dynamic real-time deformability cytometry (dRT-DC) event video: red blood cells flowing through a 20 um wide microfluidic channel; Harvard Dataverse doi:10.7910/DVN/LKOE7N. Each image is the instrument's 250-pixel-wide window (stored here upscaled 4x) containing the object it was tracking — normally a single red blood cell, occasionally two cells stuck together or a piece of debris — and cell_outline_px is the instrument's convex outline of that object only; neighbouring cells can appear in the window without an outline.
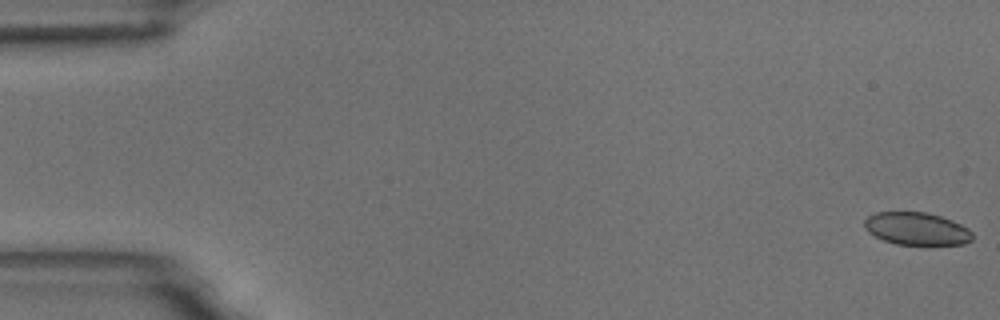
{"species": "common noctule bat (a hibernating species)", "species_latin": "Nyctalus noctula", "temperature_condition": "room temperature", "stored_images_in_passage": 6, "camera_frame_rate_fps": 3000, "um_per_image_px": 0.085, "animal": {"sex": "male", "body_mass_g": 18.8}, "frame": {"image": 1, "passage_image": 1, "time_ms": 0.0, "image_size_px": [1000, 320], "cell_outline_px": [[972, 240], [964, 244], [896, 244], [884, 240], [868, 232], [864, 228], [864, 220], [868, 216], [876, 212], [924, 212], [940, 216], [952, 220], [968, 228], [972, 232]], "centroid_in_image_um": [77.9, 19.43], "position_along_channel_um": 7.1, "area_um2": 20.4}}
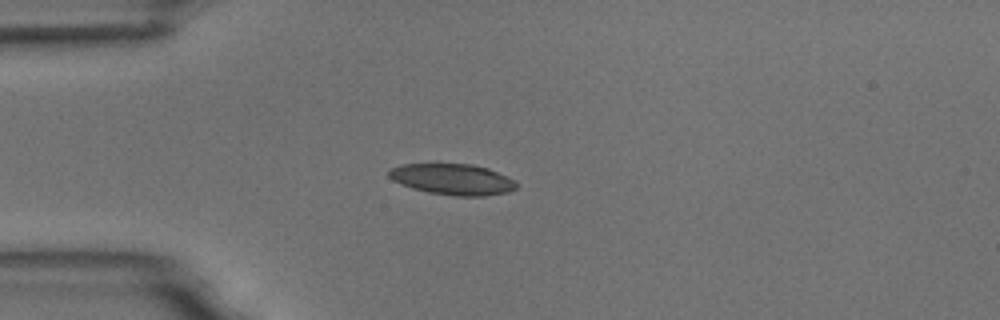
{"frame": {"image": 2, "passage_image": 5, "time_ms": 4.667, "image_size_px": [1000, 320], "cell_outline_px": [[516, 188], [508, 192], [484, 196], [456, 196], [428, 192], [412, 188], [392, 180], [388, 176], [388, 172], [392, 168], [404, 164], [472, 164], [488, 168], [512, 180], [516, 184]], "centroid_in_image_um": [38.44, 15.24], "position_along_channel_um": 46.6, "area_um2": 22.72}}